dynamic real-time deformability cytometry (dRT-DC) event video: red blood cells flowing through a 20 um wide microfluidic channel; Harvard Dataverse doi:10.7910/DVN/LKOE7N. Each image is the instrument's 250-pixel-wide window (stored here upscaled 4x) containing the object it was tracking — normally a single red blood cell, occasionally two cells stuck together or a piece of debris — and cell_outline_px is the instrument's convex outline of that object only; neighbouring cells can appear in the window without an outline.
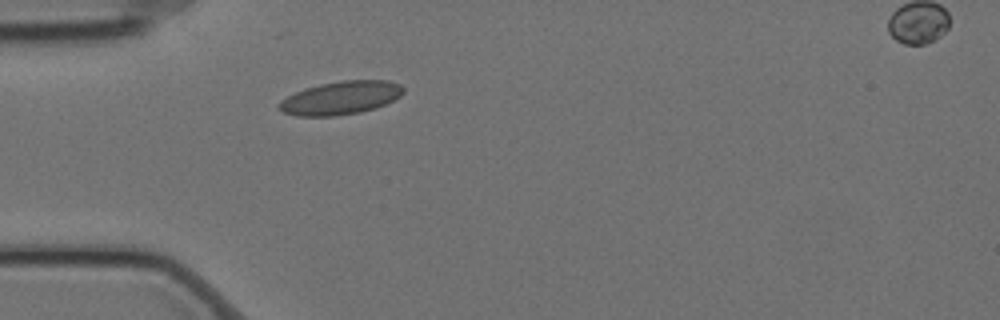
{"species": "Egyptian fruit bat (a non-hibernating species)", "species_latin": "Rousettus aegyptiacus", "temperature_condition": "cold", "stored_images_in_passage": 5, "segment_of_instrument_passage": [1, 2], "camera_frame_rate_fps": 3000, "um_per_image_px": 0.085, "animal": {"sex": "female"}, "frame": {"image": 1, "passage_image": 4, "time_ms": 1.0, "image_size_px": [1000, 320], "cell_outline_px": [[404, 92], [400, 96], [376, 108], [360, 112], [336, 116], [296, 116], [284, 112], [276, 108], [276, 104], [280, 100], [304, 88], [320, 84], [340, 80], [388, 80], [400, 84], [404, 88]], "centroid_in_image_um": [28.93, 8.32], "position_along_channel_um": 56.1, "area_um2": 24.28}}